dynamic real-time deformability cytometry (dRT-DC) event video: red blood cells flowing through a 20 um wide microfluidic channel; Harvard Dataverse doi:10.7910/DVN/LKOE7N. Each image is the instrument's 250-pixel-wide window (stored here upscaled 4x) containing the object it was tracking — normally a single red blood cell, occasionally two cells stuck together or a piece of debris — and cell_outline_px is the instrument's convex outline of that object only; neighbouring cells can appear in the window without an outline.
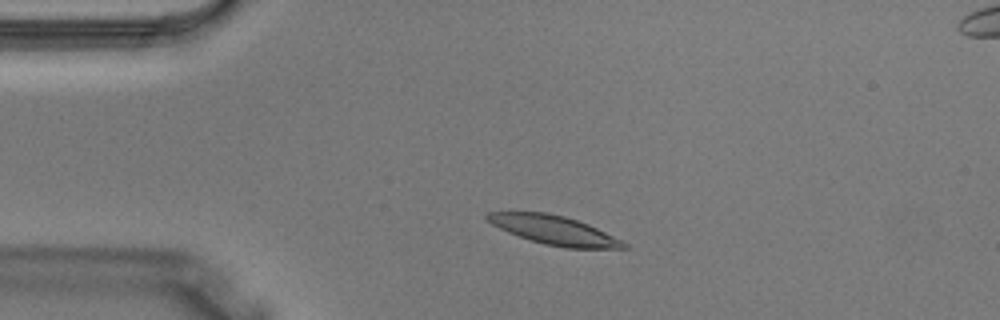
{"species": "Egyptian fruit bat (a non-hibernating species)", "species_latin": "Rousettus aegyptiacus", "temperature_condition": "warm", "stored_images_in_passage": 3, "camera_frame_rate_fps": 3000, "um_per_image_px": 0.085, "animal": {"sex": "male"}, "frame": {"image": 1, "passage_image": 2, "time_ms": 0.333, "image_size_px": [1000, 320], "cell_outline_px": [[628, 248], [564, 248], [544, 244], [508, 232], [492, 224], [484, 216], [488, 212], [544, 212], [564, 216], [588, 224], [624, 240], [628, 244]], "centroid_in_image_um": [47.15, 19.57], "position_along_channel_um": 37.9, "area_um2": 22.83}}
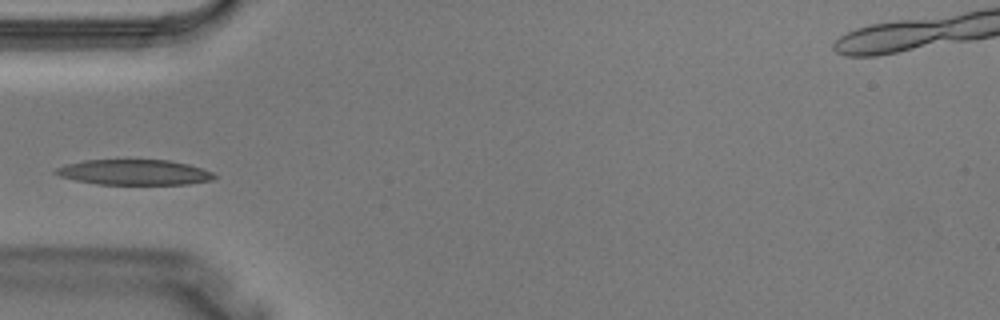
{"frame": {"image": 2, "passage_image": 3, "time_ms": 0.667, "image_size_px": [1000, 320], "cell_outline_px": [[216, 176], [212, 180], [188, 184], [96, 184], [76, 180], [60, 176], [52, 172], [56, 168], [64, 164], [84, 160], [168, 160], [188, 164], [212, 172]], "centroid_in_image_um": [11.37, 14.64], "position_along_channel_um": 73.6, "area_um2": 23.35}}